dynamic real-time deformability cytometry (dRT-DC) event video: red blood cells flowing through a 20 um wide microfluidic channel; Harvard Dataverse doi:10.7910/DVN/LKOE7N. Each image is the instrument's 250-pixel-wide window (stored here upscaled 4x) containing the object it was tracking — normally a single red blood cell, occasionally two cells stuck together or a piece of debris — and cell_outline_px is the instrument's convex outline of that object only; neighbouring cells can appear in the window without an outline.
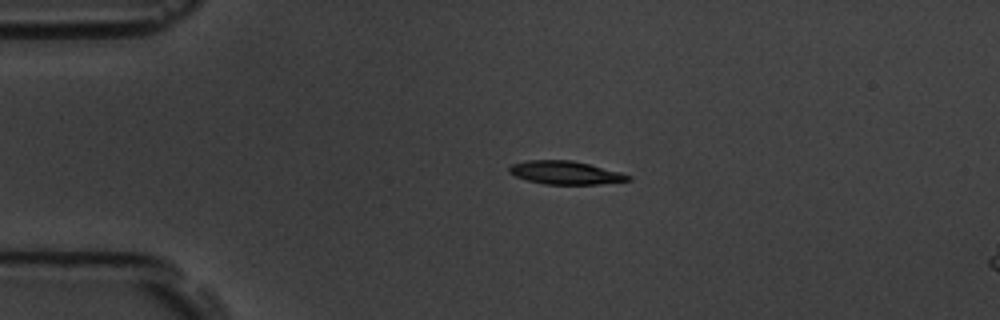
{"species": "common noctule bat (a hibernating species)", "species_latin": "Nyctalus noctula", "temperature_condition": "room temperature", "stored_images_in_passage": 5, "segment_of_instrument_passage": [1, 2], "camera_frame_rate_fps": 3000, "um_per_image_px": 0.085, "animal": {"sex": "male", "body_mass_g": 19.5, "forearm_length_mm": 54.6}, "frame": {"image": 1, "passage_image": 3, "time_ms": 2.333, "image_size_px": [1000, 320], "cell_outline_px": [[632, 180], [600, 184], [544, 184], [528, 180], [516, 176], [508, 172], [508, 168], [512, 164], [528, 160], [572, 160], [620, 172], [632, 176]], "centroid_in_image_um": [48.06, 14.68], "position_along_channel_um": 36.9, "area_um2": 16.01}}